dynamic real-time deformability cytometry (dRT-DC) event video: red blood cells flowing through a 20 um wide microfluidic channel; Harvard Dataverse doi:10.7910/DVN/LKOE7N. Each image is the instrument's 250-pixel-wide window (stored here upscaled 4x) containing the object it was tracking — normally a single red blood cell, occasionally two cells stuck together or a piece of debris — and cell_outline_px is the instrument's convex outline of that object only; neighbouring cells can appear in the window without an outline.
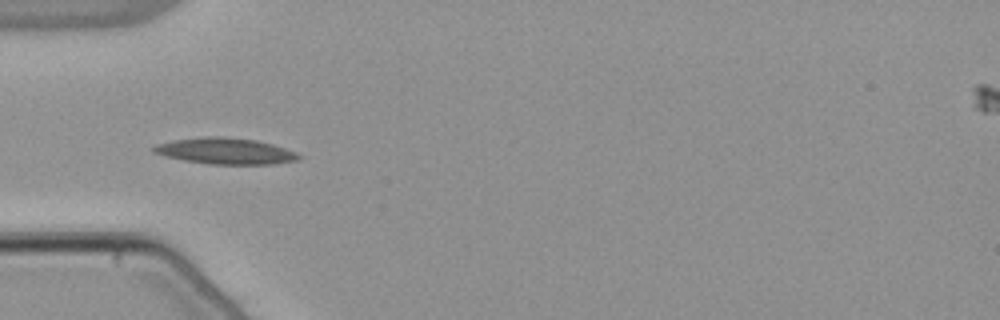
{"species": "common noctule bat (a hibernating species)", "species_latin": "Nyctalus noctula", "temperature_condition": "warm", "stored_images_in_passage": 11, "camera_frame_rate_fps": 3000, "um_per_image_px": 0.085, "animal": {"sex": "male", "body_mass_g": 21.5, "forearm_length_mm": 52.0}, "frame": {"image": 1, "passage_image": 4, "time_ms": 1.0, "image_size_px": [1000, 320], "cell_outline_px": [[300, 156], [296, 160], [272, 164], [208, 164], [184, 160], [152, 152], [152, 148], [156, 144], [176, 140], [204, 136], [224, 136], [256, 140], [272, 144], [296, 152]], "centroid_in_image_um": [19.15, 12.83], "position_along_channel_um": 65.9, "area_um2": 21.91}}